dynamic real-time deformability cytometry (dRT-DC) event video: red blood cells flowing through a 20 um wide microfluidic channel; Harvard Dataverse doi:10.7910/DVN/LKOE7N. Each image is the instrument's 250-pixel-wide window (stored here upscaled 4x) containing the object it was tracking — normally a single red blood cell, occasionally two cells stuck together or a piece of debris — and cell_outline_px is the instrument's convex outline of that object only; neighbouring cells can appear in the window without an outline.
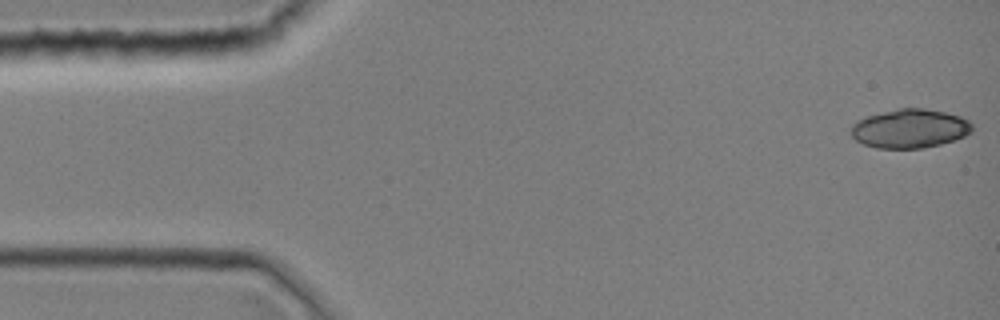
{"species": "common noctule bat (a hibernating species)", "species_latin": "Nyctalus noctula", "temperature_condition": "room temperature", "stored_images_in_passage": 10, "camera_frame_rate_fps": 3000, "um_per_image_px": 0.085, "animal": {"sex": "female", "body_mass_g": 19.0, "forearm_length_mm": 51.5}, "frame": {"image": 1, "passage_image": 1, "time_ms": 0.0, "image_size_px": [1000, 320], "cell_outline_px": [[972, 132], [964, 136], [940, 144], [924, 148], [876, 148], [864, 144], [856, 140], [852, 136], [852, 124], [856, 120], [864, 116], [900, 108], [924, 108], [944, 112], [960, 116], [968, 120], [972, 124]], "centroid_in_image_um": [77.32, 10.92], "position_along_channel_um": 7.7, "area_um2": 27.46}}
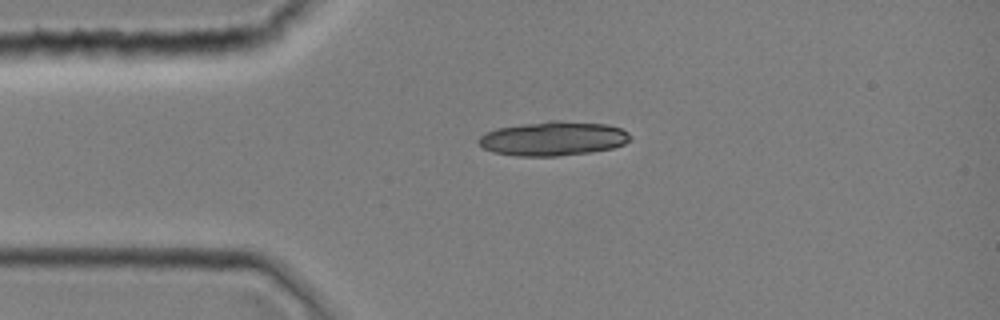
{"frame": {"image": 2, "passage_image": 9, "time_ms": 2.667, "image_size_px": [1000, 320], "cell_outline_px": [[632, 136], [624, 144], [612, 148], [592, 152], [556, 156], [516, 156], [492, 152], [484, 148], [476, 140], [484, 132], [496, 128], [548, 120], [560, 120], [608, 124], [620, 128], [628, 132]], "centroid_in_image_um": [47.0, 11.77], "position_along_channel_um": 38.0, "area_um2": 30.52}}